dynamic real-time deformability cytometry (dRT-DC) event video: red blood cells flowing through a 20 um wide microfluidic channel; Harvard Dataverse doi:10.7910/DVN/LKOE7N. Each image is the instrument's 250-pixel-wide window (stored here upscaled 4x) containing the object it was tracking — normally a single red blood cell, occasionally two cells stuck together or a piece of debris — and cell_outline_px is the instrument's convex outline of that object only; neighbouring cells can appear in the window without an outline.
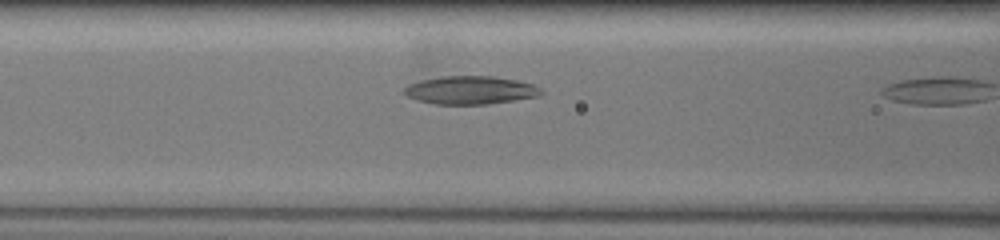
{"species": "common noctule bat (a hibernating species)", "species_latin": "Nyctalus noctula", "temperature_condition": "warm", "stored_images_in_passage": 11, "camera_frame_rate_fps": 3000, "um_per_image_px": 0.085, "animal": {"sex": "female", "body_mass_g": 19.5, "forearm_length_mm": 54.1}, "frame": {"image": 1, "passage_image": 10, "time_ms": 4.0, "image_size_px": [1000, 240], "cell_outline_px": [[544, 92], [536, 96], [512, 100], [484, 104], [436, 104], [420, 100], [408, 96], [404, 92], [404, 88], [420, 80], [440, 76], [496, 76], [516, 80], [532, 84], [540, 88]], "centroid_in_image_um": [39.99, 7.65], "position_along_channel_um": 126.6, "area_um2": 22.08}}